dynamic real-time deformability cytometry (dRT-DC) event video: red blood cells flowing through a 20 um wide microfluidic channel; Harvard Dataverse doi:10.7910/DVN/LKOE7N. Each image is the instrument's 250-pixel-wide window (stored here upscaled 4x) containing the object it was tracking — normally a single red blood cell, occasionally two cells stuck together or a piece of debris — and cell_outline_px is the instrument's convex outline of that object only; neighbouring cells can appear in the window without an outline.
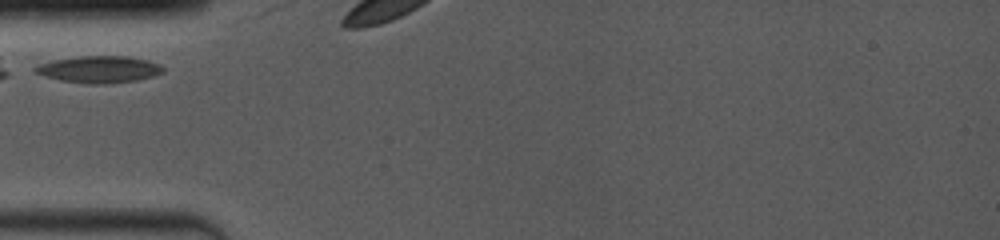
{"species": "common noctule bat (a hibernating species)", "species_latin": "Nyctalus noctula", "temperature_condition": "room temperature", "stored_images_in_passage": 3, "camera_frame_rate_fps": 4000, "um_per_image_px": 0.085, "animal": {"sex": "female", "body_mass_g": 19.0, "forearm_length_mm": 53.3}, "frame": {"image": 1, "passage_image": 1, "time_ms": 0.0, "image_size_px": [1000, 240], "cell_outline_px": [[164, 72], [152, 76], [136, 80], [104, 84], [92, 84], [60, 80], [36, 72], [32, 68], [40, 64], [56, 60], [80, 56], [124, 56], [148, 60], [160, 64], [164, 68]], "centroid_in_image_um": [8.48, 5.89], "position_along_channel_um": 76.5, "area_um2": 19.65}}